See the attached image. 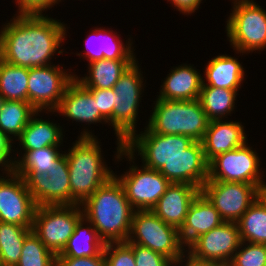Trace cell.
<instances>
[{
    "instance_id": "obj_1",
    "label": "cell",
    "mask_w": 266,
    "mask_h": 266,
    "mask_svg": "<svg viewBox=\"0 0 266 266\" xmlns=\"http://www.w3.org/2000/svg\"><path fill=\"white\" fill-rule=\"evenodd\" d=\"M140 134L134 133L124 146H118L116 159L127 156L142 158L144 166L159 170L171 183H187L201 189L208 180V162L201 141L186 135H165L152 132L147 126Z\"/></svg>"
},
{
    "instance_id": "obj_2",
    "label": "cell",
    "mask_w": 266,
    "mask_h": 266,
    "mask_svg": "<svg viewBox=\"0 0 266 266\" xmlns=\"http://www.w3.org/2000/svg\"><path fill=\"white\" fill-rule=\"evenodd\" d=\"M0 32V58L10 64L44 67L66 38V24L43 14H16Z\"/></svg>"
},
{
    "instance_id": "obj_3",
    "label": "cell",
    "mask_w": 266,
    "mask_h": 266,
    "mask_svg": "<svg viewBox=\"0 0 266 266\" xmlns=\"http://www.w3.org/2000/svg\"><path fill=\"white\" fill-rule=\"evenodd\" d=\"M81 207L84 218L93 225L105 243L127 241L135 209L114 175Z\"/></svg>"
},
{
    "instance_id": "obj_4",
    "label": "cell",
    "mask_w": 266,
    "mask_h": 266,
    "mask_svg": "<svg viewBox=\"0 0 266 266\" xmlns=\"http://www.w3.org/2000/svg\"><path fill=\"white\" fill-rule=\"evenodd\" d=\"M99 141L87 130L65 152L69 168L71 205H82L114 172L102 157Z\"/></svg>"
},
{
    "instance_id": "obj_5",
    "label": "cell",
    "mask_w": 266,
    "mask_h": 266,
    "mask_svg": "<svg viewBox=\"0 0 266 266\" xmlns=\"http://www.w3.org/2000/svg\"><path fill=\"white\" fill-rule=\"evenodd\" d=\"M147 127L154 133L186 135L202 141L209 119L199 99L176 101L157 99Z\"/></svg>"
},
{
    "instance_id": "obj_6",
    "label": "cell",
    "mask_w": 266,
    "mask_h": 266,
    "mask_svg": "<svg viewBox=\"0 0 266 266\" xmlns=\"http://www.w3.org/2000/svg\"><path fill=\"white\" fill-rule=\"evenodd\" d=\"M126 243H134L162 254L175 265L184 257L179 230L162 221L151 210H135Z\"/></svg>"
},
{
    "instance_id": "obj_7",
    "label": "cell",
    "mask_w": 266,
    "mask_h": 266,
    "mask_svg": "<svg viewBox=\"0 0 266 266\" xmlns=\"http://www.w3.org/2000/svg\"><path fill=\"white\" fill-rule=\"evenodd\" d=\"M226 31L237 53L266 48V11L254 0H234Z\"/></svg>"
},
{
    "instance_id": "obj_8",
    "label": "cell",
    "mask_w": 266,
    "mask_h": 266,
    "mask_svg": "<svg viewBox=\"0 0 266 266\" xmlns=\"http://www.w3.org/2000/svg\"><path fill=\"white\" fill-rule=\"evenodd\" d=\"M135 60L120 76L112 88L115 96L113 108V128L117 137V146L124 143L137 131L138 107L143 88L140 66Z\"/></svg>"
},
{
    "instance_id": "obj_9",
    "label": "cell",
    "mask_w": 266,
    "mask_h": 266,
    "mask_svg": "<svg viewBox=\"0 0 266 266\" xmlns=\"http://www.w3.org/2000/svg\"><path fill=\"white\" fill-rule=\"evenodd\" d=\"M81 205L37 206L32 232L55 255L60 254L83 217Z\"/></svg>"
},
{
    "instance_id": "obj_10",
    "label": "cell",
    "mask_w": 266,
    "mask_h": 266,
    "mask_svg": "<svg viewBox=\"0 0 266 266\" xmlns=\"http://www.w3.org/2000/svg\"><path fill=\"white\" fill-rule=\"evenodd\" d=\"M248 143L213 158L208 164L207 181L241 182L255 185L260 191L266 184L260 159ZM262 175V176H261Z\"/></svg>"
},
{
    "instance_id": "obj_11",
    "label": "cell",
    "mask_w": 266,
    "mask_h": 266,
    "mask_svg": "<svg viewBox=\"0 0 266 266\" xmlns=\"http://www.w3.org/2000/svg\"><path fill=\"white\" fill-rule=\"evenodd\" d=\"M200 192L225 222H237L261 196V191L255 185L226 181H206Z\"/></svg>"
},
{
    "instance_id": "obj_12",
    "label": "cell",
    "mask_w": 266,
    "mask_h": 266,
    "mask_svg": "<svg viewBox=\"0 0 266 266\" xmlns=\"http://www.w3.org/2000/svg\"><path fill=\"white\" fill-rule=\"evenodd\" d=\"M66 72L58 64L29 68L28 102L39 113L43 109L54 113L58 108L67 86L76 76Z\"/></svg>"
},
{
    "instance_id": "obj_13",
    "label": "cell",
    "mask_w": 266,
    "mask_h": 266,
    "mask_svg": "<svg viewBox=\"0 0 266 266\" xmlns=\"http://www.w3.org/2000/svg\"><path fill=\"white\" fill-rule=\"evenodd\" d=\"M237 222H223L218 227L196 238L187 248L186 254L199 263L228 265L241 244Z\"/></svg>"
},
{
    "instance_id": "obj_14",
    "label": "cell",
    "mask_w": 266,
    "mask_h": 266,
    "mask_svg": "<svg viewBox=\"0 0 266 266\" xmlns=\"http://www.w3.org/2000/svg\"><path fill=\"white\" fill-rule=\"evenodd\" d=\"M26 182L37 206L71 205L70 176L67 157L62 154L51 173H16Z\"/></svg>"
},
{
    "instance_id": "obj_15",
    "label": "cell",
    "mask_w": 266,
    "mask_h": 266,
    "mask_svg": "<svg viewBox=\"0 0 266 266\" xmlns=\"http://www.w3.org/2000/svg\"><path fill=\"white\" fill-rule=\"evenodd\" d=\"M142 167V168H141ZM132 165L125 174L114 176L122 184L131 206L136 210L150 211L165 193L171 182L159 170Z\"/></svg>"
},
{
    "instance_id": "obj_16",
    "label": "cell",
    "mask_w": 266,
    "mask_h": 266,
    "mask_svg": "<svg viewBox=\"0 0 266 266\" xmlns=\"http://www.w3.org/2000/svg\"><path fill=\"white\" fill-rule=\"evenodd\" d=\"M1 177L0 222L32 227L37 204L25 180L14 171Z\"/></svg>"
},
{
    "instance_id": "obj_17",
    "label": "cell",
    "mask_w": 266,
    "mask_h": 266,
    "mask_svg": "<svg viewBox=\"0 0 266 266\" xmlns=\"http://www.w3.org/2000/svg\"><path fill=\"white\" fill-rule=\"evenodd\" d=\"M200 189L187 183H171L151 211L165 223L182 227L189 207Z\"/></svg>"
},
{
    "instance_id": "obj_18",
    "label": "cell",
    "mask_w": 266,
    "mask_h": 266,
    "mask_svg": "<svg viewBox=\"0 0 266 266\" xmlns=\"http://www.w3.org/2000/svg\"><path fill=\"white\" fill-rule=\"evenodd\" d=\"M225 121H210L201 141L208 163L217 155L239 148L247 142L244 126L240 122Z\"/></svg>"
},
{
    "instance_id": "obj_19",
    "label": "cell",
    "mask_w": 266,
    "mask_h": 266,
    "mask_svg": "<svg viewBox=\"0 0 266 266\" xmlns=\"http://www.w3.org/2000/svg\"><path fill=\"white\" fill-rule=\"evenodd\" d=\"M59 114L81 123H99L108 121L100 114L93 95L76 79L68 86L58 108Z\"/></svg>"
},
{
    "instance_id": "obj_20",
    "label": "cell",
    "mask_w": 266,
    "mask_h": 266,
    "mask_svg": "<svg viewBox=\"0 0 266 266\" xmlns=\"http://www.w3.org/2000/svg\"><path fill=\"white\" fill-rule=\"evenodd\" d=\"M224 222L216 208L200 192L191 203L179 236L186 248L196 238Z\"/></svg>"
},
{
    "instance_id": "obj_21",
    "label": "cell",
    "mask_w": 266,
    "mask_h": 266,
    "mask_svg": "<svg viewBox=\"0 0 266 266\" xmlns=\"http://www.w3.org/2000/svg\"><path fill=\"white\" fill-rule=\"evenodd\" d=\"M203 77L193 66L179 65L171 69L161 85L157 99L191 101L199 99Z\"/></svg>"
},
{
    "instance_id": "obj_22",
    "label": "cell",
    "mask_w": 266,
    "mask_h": 266,
    "mask_svg": "<svg viewBox=\"0 0 266 266\" xmlns=\"http://www.w3.org/2000/svg\"><path fill=\"white\" fill-rule=\"evenodd\" d=\"M96 39H98L99 45L95 46L96 48H91L93 42L95 43ZM130 42L131 40L129 39L128 43L124 45L122 40L119 38V35L117 36L116 33H113L112 30L107 31L104 28L103 29L96 28L91 32V35L86 39L87 51H85L84 55L81 56H84L85 59L89 60V63L101 59L136 60L133 49L131 47L132 43Z\"/></svg>"
},
{
    "instance_id": "obj_23",
    "label": "cell",
    "mask_w": 266,
    "mask_h": 266,
    "mask_svg": "<svg viewBox=\"0 0 266 266\" xmlns=\"http://www.w3.org/2000/svg\"><path fill=\"white\" fill-rule=\"evenodd\" d=\"M38 111L30 118V121L18 138L23 151L41 149L47 146H61L63 132L60 125L42 118H36ZM36 116V117H35Z\"/></svg>"
},
{
    "instance_id": "obj_24",
    "label": "cell",
    "mask_w": 266,
    "mask_h": 266,
    "mask_svg": "<svg viewBox=\"0 0 266 266\" xmlns=\"http://www.w3.org/2000/svg\"><path fill=\"white\" fill-rule=\"evenodd\" d=\"M202 85L231 90H239L244 80V68L234 57L218 55L208 62Z\"/></svg>"
},
{
    "instance_id": "obj_25",
    "label": "cell",
    "mask_w": 266,
    "mask_h": 266,
    "mask_svg": "<svg viewBox=\"0 0 266 266\" xmlns=\"http://www.w3.org/2000/svg\"><path fill=\"white\" fill-rule=\"evenodd\" d=\"M135 60L101 59L89 63L88 75L75 76L86 89H111Z\"/></svg>"
},
{
    "instance_id": "obj_26",
    "label": "cell",
    "mask_w": 266,
    "mask_h": 266,
    "mask_svg": "<svg viewBox=\"0 0 266 266\" xmlns=\"http://www.w3.org/2000/svg\"><path fill=\"white\" fill-rule=\"evenodd\" d=\"M86 223H89L87 227L85 226ZM104 245L105 242L98 236L96 229L83 216L76 224L74 233L69 238L67 245L56 257L98 256L103 251Z\"/></svg>"
},
{
    "instance_id": "obj_27",
    "label": "cell",
    "mask_w": 266,
    "mask_h": 266,
    "mask_svg": "<svg viewBox=\"0 0 266 266\" xmlns=\"http://www.w3.org/2000/svg\"><path fill=\"white\" fill-rule=\"evenodd\" d=\"M28 76L29 68L0 58V96L4 100L28 102Z\"/></svg>"
},
{
    "instance_id": "obj_28",
    "label": "cell",
    "mask_w": 266,
    "mask_h": 266,
    "mask_svg": "<svg viewBox=\"0 0 266 266\" xmlns=\"http://www.w3.org/2000/svg\"><path fill=\"white\" fill-rule=\"evenodd\" d=\"M237 224L241 241L266 245V199L261 195Z\"/></svg>"
},
{
    "instance_id": "obj_29",
    "label": "cell",
    "mask_w": 266,
    "mask_h": 266,
    "mask_svg": "<svg viewBox=\"0 0 266 266\" xmlns=\"http://www.w3.org/2000/svg\"><path fill=\"white\" fill-rule=\"evenodd\" d=\"M36 112L29 102L4 100L0 107V131L14 141L13 136L18 138L21 135Z\"/></svg>"
},
{
    "instance_id": "obj_30",
    "label": "cell",
    "mask_w": 266,
    "mask_h": 266,
    "mask_svg": "<svg viewBox=\"0 0 266 266\" xmlns=\"http://www.w3.org/2000/svg\"><path fill=\"white\" fill-rule=\"evenodd\" d=\"M238 91L202 85L199 100L209 121L222 120L231 114Z\"/></svg>"
},
{
    "instance_id": "obj_31",
    "label": "cell",
    "mask_w": 266,
    "mask_h": 266,
    "mask_svg": "<svg viewBox=\"0 0 266 266\" xmlns=\"http://www.w3.org/2000/svg\"><path fill=\"white\" fill-rule=\"evenodd\" d=\"M32 227L0 222V266H16Z\"/></svg>"
},
{
    "instance_id": "obj_32",
    "label": "cell",
    "mask_w": 266,
    "mask_h": 266,
    "mask_svg": "<svg viewBox=\"0 0 266 266\" xmlns=\"http://www.w3.org/2000/svg\"><path fill=\"white\" fill-rule=\"evenodd\" d=\"M60 146H47L41 149L24 151L23 157H14L15 173H51L55 161L63 154L58 151ZM17 159V161L15 160Z\"/></svg>"
},
{
    "instance_id": "obj_33",
    "label": "cell",
    "mask_w": 266,
    "mask_h": 266,
    "mask_svg": "<svg viewBox=\"0 0 266 266\" xmlns=\"http://www.w3.org/2000/svg\"><path fill=\"white\" fill-rule=\"evenodd\" d=\"M16 266H56V255L40 241L34 232H31L25 238Z\"/></svg>"
},
{
    "instance_id": "obj_34",
    "label": "cell",
    "mask_w": 266,
    "mask_h": 266,
    "mask_svg": "<svg viewBox=\"0 0 266 266\" xmlns=\"http://www.w3.org/2000/svg\"><path fill=\"white\" fill-rule=\"evenodd\" d=\"M245 244V241L241 242L228 266H265L266 245L248 242Z\"/></svg>"
},
{
    "instance_id": "obj_35",
    "label": "cell",
    "mask_w": 266,
    "mask_h": 266,
    "mask_svg": "<svg viewBox=\"0 0 266 266\" xmlns=\"http://www.w3.org/2000/svg\"><path fill=\"white\" fill-rule=\"evenodd\" d=\"M105 266H136L132 248L126 242L104 245Z\"/></svg>"
},
{
    "instance_id": "obj_36",
    "label": "cell",
    "mask_w": 266,
    "mask_h": 266,
    "mask_svg": "<svg viewBox=\"0 0 266 266\" xmlns=\"http://www.w3.org/2000/svg\"><path fill=\"white\" fill-rule=\"evenodd\" d=\"M133 250L136 266H176L169 258L134 243H127Z\"/></svg>"
},
{
    "instance_id": "obj_37",
    "label": "cell",
    "mask_w": 266,
    "mask_h": 266,
    "mask_svg": "<svg viewBox=\"0 0 266 266\" xmlns=\"http://www.w3.org/2000/svg\"><path fill=\"white\" fill-rule=\"evenodd\" d=\"M97 104L100 114L113 126V108L115 106V96L113 89H87Z\"/></svg>"
},
{
    "instance_id": "obj_38",
    "label": "cell",
    "mask_w": 266,
    "mask_h": 266,
    "mask_svg": "<svg viewBox=\"0 0 266 266\" xmlns=\"http://www.w3.org/2000/svg\"><path fill=\"white\" fill-rule=\"evenodd\" d=\"M19 14H42L45 10L58 4L60 0H15ZM43 11V12H42Z\"/></svg>"
},
{
    "instance_id": "obj_39",
    "label": "cell",
    "mask_w": 266,
    "mask_h": 266,
    "mask_svg": "<svg viewBox=\"0 0 266 266\" xmlns=\"http://www.w3.org/2000/svg\"><path fill=\"white\" fill-rule=\"evenodd\" d=\"M56 266H105L104 251L91 257H56Z\"/></svg>"
},
{
    "instance_id": "obj_40",
    "label": "cell",
    "mask_w": 266,
    "mask_h": 266,
    "mask_svg": "<svg viewBox=\"0 0 266 266\" xmlns=\"http://www.w3.org/2000/svg\"><path fill=\"white\" fill-rule=\"evenodd\" d=\"M13 142L3 132L0 131V167L3 168L5 175L13 172L14 160L11 159L10 153L13 149Z\"/></svg>"
},
{
    "instance_id": "obj_41",
    "label": "cell",
    "mask_w": 266,
    "mask_h": 266,
    "mask_svg": "<svg viewBox=\"0 0 266 266\" xmlns=\"http://www.w3.org/2000/svg\"><path fill=\"white\" fill-rule=\"evenodd\" d=\"M171 1L175 8L178 9V11L182 12L183 14H190L195 13V10H197L200 6V3L202 0H167Z\"/></svg>"
},
{
    "instance_id": "obj_42",
    "label": "cell",
    "mask_w": 266,
    "mask_h": 266,
    "mask_svg": "<svg viewBox=\"0 0 266 266\" xmlns=\"http://www.w3.org/2000/svg\"><path fill=\"white\" fill-rule=\"evenodd\" d=\"M186 259L184 257L179 263H177V265L179 264V266H180V264H181V266L182 265H185V266H228V265L220 264V263H199V262L191 260L187 256H186ZM183 260H185V261H183ZM182 262H186V263L182 264Z\"/></svg>"
},
{
    "instance_id": "obj_43",
    "label": "cell",
    "mask_w": 266,
    "mask_h": 266,
    "mask_svg": "<svg viewBox=\"0 0 266 266\" xmlns=\"http://www.w3.org/2000/svg\"><path fill=\"white\" fill-rule=\"evenodd\" d=\"M261 195L266 199V184L263 186L261 190Z\"/></svg>"
},
{
    "instance_id": "obj_44",
    "label": "cell",
    "mask_w": 266,
    "mask_h": 266,
    "mask_svg": "<svg viewBox=\"0 0 266 266\" xmlns=\"http://www.w3.org/2000/svg\"><path fill=\"white\" fill-rule=\"evenodd\" d=\"M3 101H4V99L0 96V107H1V104Z\"/></svg>"
}]
</instances>
